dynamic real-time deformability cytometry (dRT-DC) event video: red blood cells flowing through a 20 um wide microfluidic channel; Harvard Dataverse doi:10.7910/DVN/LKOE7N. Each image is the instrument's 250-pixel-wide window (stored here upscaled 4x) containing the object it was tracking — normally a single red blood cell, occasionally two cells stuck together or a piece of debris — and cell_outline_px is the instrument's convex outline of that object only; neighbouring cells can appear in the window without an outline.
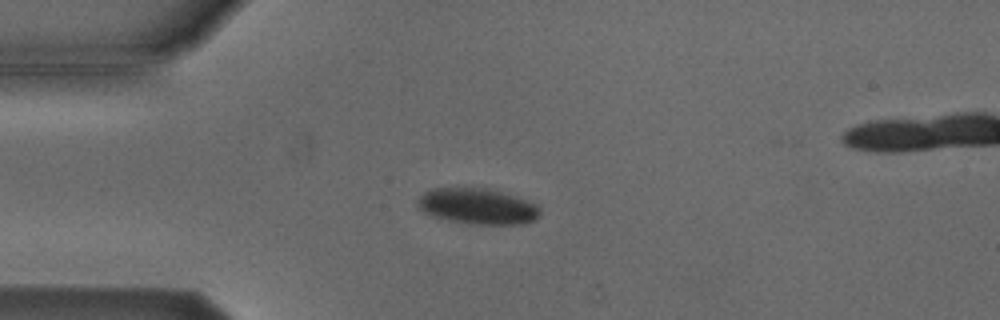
{"species": "Egyptian fruit bat (a non-hibernating species)", "species_latin": "Rousettus aegyptiacus", "temperature_condition": "cold", "stored_images_in_passage": 26, "camera_frame_rate_fps": 3000, "um_per_image_px": 0.085, "animal": {"sex": "male"}, "frame": {"image": 1, "passage_image": 4, "time_ms": 1.0, "image_size_px": [1000, 320], "cell_outline_px": [[540, 216], [536, 220], [524, 224], [468, 224], [448, 220], [432, 216], [424, 212], [416, 204], [420, 196], [424, 192], [436, 188], [488, 188], [540, 204]], "centroid_in_image_um": [40.64, 17.54], "position_along_channel_um": 44.4, "area_um2": 25.72}}
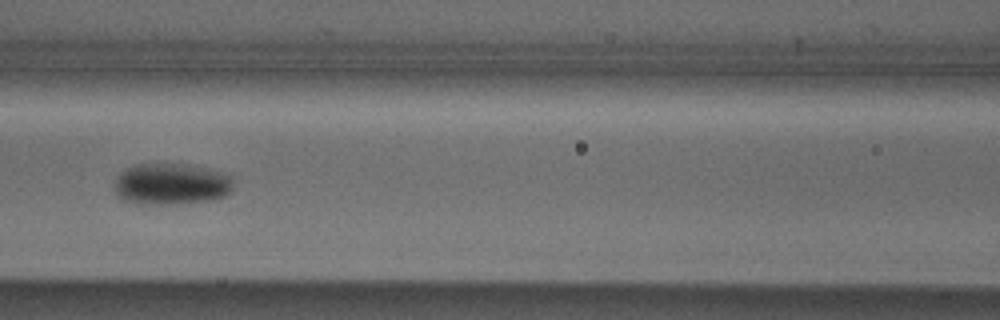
{"frame": {"image": 2, "passage_image": 14, "time_ms": 4.333, "image_size_px": [1000, 320], "cell_outline_px": [[232, 188], [224, 196], [212, 200], [180, 204], [132, 204], [124, 200], [116, 192], [116, 176], [120, 172], [136, 164], [184, 164], [224, 172], [232, 180]], "centroid_in_image_um": [14.54, 15.66], "position_along_channel_um": 152.1, "area_um2": 28.67}}
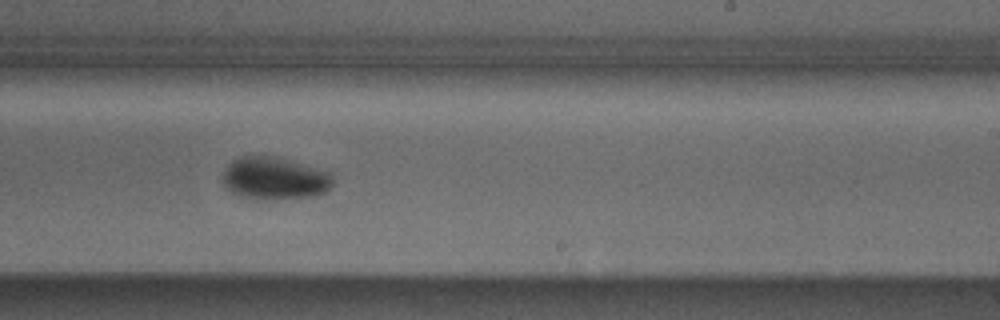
{"frame": {"image": 3, "passage_image": 23, "time_ms": 7.333, "image_size_px": [1000, 320], "cell_outline_px": [[332, 188], [328, 192], [312, 196], [276, 200], [256, 200], [240, 196], [232, 192], [224, 184], [220, 176], [224, 168], [232, 160], [240, 156], [276, 156], [332, 172]], "centroid_in_image_um": [23.33, 15.17], "position_along_channel_um": 265.7, "area_um2": 27.98}}